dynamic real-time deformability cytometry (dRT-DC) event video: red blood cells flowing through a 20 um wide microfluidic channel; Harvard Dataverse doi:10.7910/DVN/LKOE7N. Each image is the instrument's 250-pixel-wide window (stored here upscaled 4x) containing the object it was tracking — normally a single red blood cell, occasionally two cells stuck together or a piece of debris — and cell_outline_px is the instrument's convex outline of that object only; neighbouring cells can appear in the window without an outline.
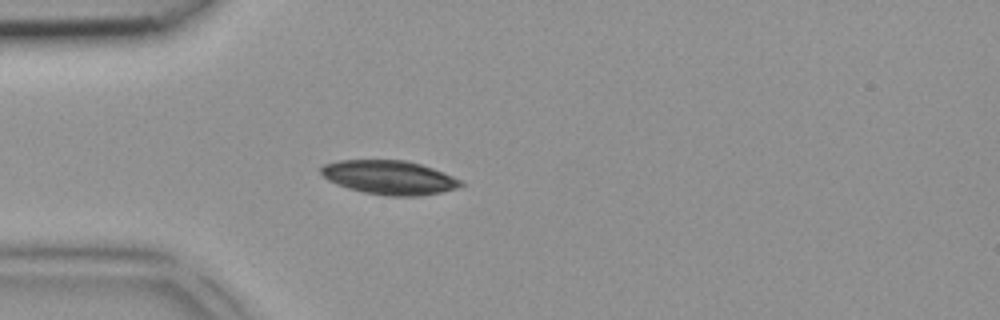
{"species": "common noctule bat (a hibernating species)", "species_latin": "Nyctalus noctula", "temperature_condition": "room temperature", "stored_images_in_passage": 4, "camera_frame_rate_fps": 3000, "um_per_image_px": 0.085, "animal": {"sex": "female", "body_mass_g": 18.4}, "frame": {"image": 1, "passage_image": 4, "time_ms": 1.0, "image_size_px": [1000, 320], "cell_outline_px": [[464, 184], [456, 188], [440, 192], [420, 196], [388, 196], [364, 192], [348, 188], [336, 184], [328, 180], [320, 172], [320, 168], [324, 164], [340, 160], [404, 160], [420, 164], [432, 168], [452, 176], [460, 180]], "centroid_in_image_um": [33.06, 15.08], "position_along_channel_um": 51.9, "area_um2": 27.46}}